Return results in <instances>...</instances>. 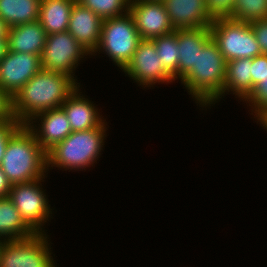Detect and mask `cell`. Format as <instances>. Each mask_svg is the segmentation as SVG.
Instances as JSON below:
<instances>
[{
	"instance_id": "8",
	"label": "cell",
	"mask_w": 267,
	"mask_h": 267,
	"mask_svg": "<svg viewBox=\"0 0 267 267\" xmlns=\"http://www.w3.org/2000/svg\"><path fill=\"white\" fill-rule=\"evenodd\" d=\"M44 179L11 185L8 195L21 217L36 233H46L43 226L52 216L49 200L41 187Z\"/></svg>"
},
{
	"instance_id": "15",
	"label": "cell",
	"mask_w": 267,
	"mask_h": 267,
	"mask_svg": "<svg viewBox=\"0 0 267 267\" xmlns=\"http://www.w3.org/2000/svg\"><path fill=\"white\" fill-rule=\"evenodd\" d=\"M102 23L101 17L76 1L70 14L67 31L92 56L100 42Z\"/></svg>"
},
{
	"instance_id": "6",
	"label": "cell",
	"mask_w": 267,
	"mask_h": 267,
	"mask_svg": "<svg viewBox=\"0 0 267 267\" xmlns=\"http://www.w3.org/2000/svg\"><path fill=\"white\" fill-rule=\"evenodd\" d=\"M210 33L226 62L262 54L250 23L217 17L210 25Z\"/></svg>"
},
{
	"instance_id": "3",
	"label": "cell",
	"mask_w": 267,
	"mask_h": 267,
	"mask_svg": "<svg viewBox=\"0 0 267 267\" xmlns=\"http://www.w3.org/2000/svg\"><path fill=\"white\" fill-rule=\"evenodd\" d=\"M11 185L45 178L47 152L23 125L8 141L0 164Z\"/></svg>"
},
{
	"instance_id": "32",
	"label": "cell",
	"mask_w": 267,
	"mask_h": 267,
	"mask_svg": "<svg viewBox=\"0 0 267 267\" xmlns=\"http://www.w3.org/2000/svg\"><path fill=\"white\" fill-rule=\"evenodd\" d=\"M10 189H11V184L0 167V197L8 196Z\"/></svg>"
},
{
	"instance_id": "18",
	"label": "cell",
	"mask_w": 267,
	"mask_h": 267,
	"mask_svg": "<svg viewBox=\"0 0 267 267\" xmlns=\"http://www.w3.org/2000/svg\"><path fill=\"white\" fill-rule=\"evenodd\" d=\"M46 37L47 34L38 20L9 27L7 36L8 51L30 53L41 57Z\"/></svg>"
},
{
	"instance_id": "7",
	"label": "cell",
	"mask_w": 267,
	"mask_h": 267,
	"mask_svg": "<svg viewBox=\"0 0 267 267\" xmlns=\"http://www.w3.org/2000/svg\"><path fill=\"white\" fill-rule=\"evenodd\" d=\"M47 237L45 233H36L27 239L4 241L0 267H57Z\"/></svg>"
},
{
	"instance_id": "23",
	"label": "cell",
	"mask_w": 267,
	"mask_h": 267,
	"mask_svg": "<svg viewBox=\"0 0 267 267\" xmlns=\"http://www.w3.org/2000/svg\"><path fill=\"white\" fill-rule=\"evenodd\" d=\"M156 46L158 58L163 63L165 70L174 78L178 79L179 47L177 35L172 32L167 35L152 39Z\"/></svg>"
},
{
	"instance_id": "29",
	"label": "cell",
	"mask_w": 267,
	"mask_h": 267,
	"mask_svg": "<svg viewBox=\"0 0 267 267\" xmlns=\"http://www.w3.org/2000/svg\"><path fill=\"white\" fill-rule=\"evenodd\" d=\"M235 0H206L208 12L214 17H228Z\"/></svg>"
},
{
	"instance_id": "14",
	"label": "cell",
	"mask_w": 267,
	"mask_h": 267,
	"mask_svg": "<svg viewBox=\"0 0 267 267\" xmlns=\"http://www.w3.org/2000/svg\"><path fill=\"white\" fill-rule=\"evenodd\" d=\"M162 2L174 30L208 27L214 20L208 12L206 0H162Z\"/></svg>"
},
{
	"instance_id": "16",
	"label": "cell",
	"mask_w": 267,
	"mask_h": 267,
	"mask_svg": "<svg viewBox=\"0 0 267 267\" xmlns=\"http://www.w3.org/2000/svg\"><path fill=\"white\" fill-rule=\"evenodd\" d=\"M79 87L67 98L61 108L64 110L70 123L72 132L85 131L100 127L106 120L100 116L96 108L88 98H85L80 92Z\"/></svg>"
},
{
	"instance_id": "28",
	"label": "cell",
	"mask_w": 267,
	"mask_h": 267,
	"mask_svg": "<svg viewBox=\"0 0 267 267\" xmlns=\"http://www.w3.org/2000/svg\"><path fill=\"white\" fill-rule=\"evenodd\" d=\"M267 76V54H261L251 59L252 91L254 87Z\"/></svg>"
},
{
	"instance_id": "33",
	"label": "cell",
	"mask_w": 267,
	"mask_h": 267,
	"mask_svg": "<svg viewBox=\"0 0 267 267\" xmlns=\"http://www.w3.org/2000/svg\"><path fill=\"white\" fill-rule=\"evenodd\" d=\"M9 26L0 17V39H7Z\"/></svg>"
},
{
	"instance_id": "22",
	"label": "cell",
	"mask_w": 267,
	"mask_h": 267,
	"mask_svg": "<svg viewBox=\"0 0 267 267\" xmlns=\"http://www.w3.org/2000/svg\"><path fill=\"white\" fill-rule=\"evenodd\" d=\"M41 0H0V17L9 26L37 21Z\"/></svg>"
},
{
	"instance_id": "25",
	"label": "cell",
	"mask_w": 267,
	"mask_h": 267,
	"mask_svg": "<svg viewBox=\"0 0 267 267\" xmlns=\"http://www.w3.org/2000/svg\"><path fill=\"white\" fill-rule=\"evenodd\" d=\"M130 0H77L103 20L119 17L129 11Z\"/></svg>"
},
{
	"instance_id": "37",
	"label": "cell",
	"mask_w": 267,
	"mask_h": 267,
	"mask_svg": "<svg viewBox=\"0 0 267 267\" xmlns=\"http://www.w3.org/2000/svg\"><path fill=\"white\" fill-rule=\"evenodd\" d=\"M146 1H162V0H146Z\"/></svg>"
},
{
	"instance_id": "27",
	"label": "cell",
	"mask_w": 267,
	"mask_h": 267,
	"mask_svg": "<svg viewBox=\"0 0 267 267\" xmlns=\"http://www.w3.org/2000/svg\"><path fill=\"white\" fill-rule=\"evenodd\" d=\"M23 126L19 121L0 122V164L10 138Z\"/></svg>"
},
{
	"instance_id": "35",
	"label": "cell",
	"mask_w": 267,
	"mask_h": 267,
	"mask_svg": "<svg viewBox=\"0 0 267 267\" xmlns=\"http://www.w3.org/2000/svg\"><path fill=\"white\" fill-rule=\"evenodd\" d=\"M259 123L260 125H263L262 127H264V129L267 130V116L264 117Z\"/></svg>"
},
{
	"instance_id": "31",
	"label": "cell",
	"mask_w": 267,
	"mask_h": 267,
	"mask_svg": "<svg viewBox=\"0 0 267 267\" xmlns=\"http://www.w3.org/2000/svg\"><path fill=\"white\" fill-rule=\"evenodd\" d=\"M18 121L12 113V97L0 88V122Z\"/></svg>"
},
{
	"instance_id": "24",
	"label": "cell",
	"mask_w": 267,
	"mask_h": 267,
	"mask_svg": "<svg viewBox=\"0 0 267 267\" xmlns=\"http://www.w3.org/2000/svg\"><path fill=\"white\" fill-rule=\"evenodd\" d=\"M228 18L246 23L267 19V0H235Z\"/></svg>"
},
{
	"instance_id": "5",
	"label": "cell",
	"mask_w": 267,
	"mask_h": 267,
	"mask_svg": "<svg viewBox=\"0 0 267 267\" xmlns=\"http://www.w3.org/2000/svg\"><path fill=\"white\" fill-rule=\"evenodd\" d=\"M140 41L134 19L128 11L122 16L103 20L100 42L92 55L95 56L98 51L104 52L114 65L123 70L132 59Z\"/></svg>"
},
{
	"instance_id": "13",
	"label": "cell",
	"mask_w": 267,
	"mask_h": 267,
	"mask_svg": "<svg viewBox=\"0 0 267 267\" xmlns=\"http://www.w3.org/2000/svg\"><path fill=\"white\" fill-rule=\"evenodd\" d=\"M37 120L40 121L39 125L34 124L37 123ZM25 126L34 134L36 140L46 152L63 141L72 132L70 123L61 107L35 115Z\"/></svg>"
},
{
	"instance_id": "21",
	"label": "cell",
	"mask_w": 267,
	"mask_h": 267,
	"mask_svg": "<svg viewBox=\"0 0 267 267\" xmlns=\"http://www.w3.org/2000/svg\"><path fill=\"white\" fill-rule=\"evenodd\" d=\"M36 232L24 221L8 196L0 197V238L4 241L27 239Z\"/></svg>"
},
{
	"instance_id": "4",
	"label": "cell",
	"mask_w": 267,
	"mask_h": 267,
	"mask_svg": "<svg viewBox=\"0 0 267 267\" xmlns=\"http://www.w3.org/2000/svg\"><path fill=\"white\" fill-rule=\"evenodd\" d=\"M106 125L104 122L100 127L71 132L47 152V171L52 167L81 171L93 166L104 147Z\"/></svg>"
},
{
	"instance_id": "11",
	"label": "cell",
	"mask_w": 267,
	"mask_h": 267,
	"mask_svg": "<svg viewBox=\"0 0 267 267\" xmlns=\"http://www.w3.org/2000/svg\"><path fill=\"white\" fill-rule=\"evenodd\" d=\"M129 13L141 40H152L175 31L162 1L130 0Z\"/></svg>"
},
{
	"instance_id": "9",
	"label": "cell",
	"mask_w": 267,
	"mask_h": 267,
	"mask_svg": "<svg viewBox=\"0 0 267 267\" xmlns=\"http://www.w3.org/2000/svg\"><path fill=\"white\" fill-rule=\"evenodd\" d=\"M87 55L91 54L68 31L50 34L40 57L41 68L67 74L77 81L74 71Z\"/></svg>"
},
{
	"instance_id": "20",
	"label": "cell",
	"mask_w": 267,
	"mask_h": 267,
	"mask_svg": "<svg viewBox=\"0 0 267 267\" xmlns=\"http://www.w3.org/2000/svg\"><path fill=\"white\" fill-rule=\"evenodd\" d=\"M228 92L235 94L243 102L251 94V59L240 58L227 62L222 96L229 94Z\"/></svg>"
},
{
	"instance_id": "26",
	"label": "cell",
	"mask_w": 267,
	"mask_h": 267,
	"mask_svg": "<svg viewBox=\"0 0 267 267\" xmlns=\"http://www.w3.org/2000/svg\"><path fill=\"white\" fill-rule=\"evenodd\" d=\"M244 101L247 105L249 103L250 108H252L251 112L256 115L254 118L258 120L257 122L267 116V76L254 87Z\"/></svg>"
},
{
	"instance_id": "34",
	"label": "cell",
	"mask_w": 267,
	"mask_h": 267,
	"mask_svg": "<svg viewBox=\"0 0 267 267\" xmlns=\"http://www.w3.org/2000/svg\"><path fill=\"white\" fill-rule=\"evenodd\" d=\"M7 51V39H0V61L5 57Z\"/></svg>"
},
{
	"instance_id": "17",
	"label": "cell",
	"mask_w": 267,
	"mask_h": 267,
	"mask_svg": "<svg viewBox=\"0 0 267 267\" xmlns=\"http://www.w3.org/2000/svg\"><path fill=\"white\" fill-rule=\"evenodd\" d=\"M179 47L178 79H182L196 66L198 51L211 39L210 26L196 29H176Z\"/></svg>"
},
{
	"instance_id": "1",
	"label": "cell",
	"mask_w": 267,
	"mask_h": 267,
	"mask_svg": "<svg viewBox=\"0 0 267 267\" xmlns=\"http://www.w3.org/2000/svg\"><path fill=\"white\" fill-rule=\"evenodd\" d=\"M67 74L41 69L13 97V116L26 125L35 115L61 107L79 87Z\"/></svg>"
},
{
	"instance_id": "19",
	"label": "cell",
	"mask_w": 267,
	"mask_h": 267,
	"mask_svg": "<svg viewBox=\"0 0 267 267\" xmlns=\"http://www.w3.org/2000/svg\"><path fill=\"white\" fill-rule=\"evenodd\" d=\"M77 0H41L38 21L47 35L68 30L70 14Z\"/></svg>"
},
{
	"instance_id": "36",
	"label": "cell",
	"mask_w": 267,
	"mask_h": 267,
	"mask_svg": "<svg viewBox=\"0 0 267 267\" xmlns=\"http://www.w3.org/2000/svg\"><path fill=\"white\" fill-rule=\"evenodd\" d=\"M3 242H4V240L2 238H0V252H1V249H2V246H3Z\"/></svg>"
},
{
	"instance_id": "12",
	"label": "cell",
	"mask_w": 267,
	"mask_h": 267,
	"mask_svg": "<svg viewBox=\"0 0 267 267\" xmlns=\"http://www.w3.org/2000/svg\"><path fill=\"white\" fill-rule=\"evenodd\" d=\"M41 69L39 55L7 51L0 61V88L13 97Z\"/></svg>"
},
{
	"instance_id": "30",
	"label": "cell",
	"mask_w": 267,
	"mask_h": 267,
	"mask_svg": "<svg viewBox=\"0 0 267 267\" xmlns=\"http://www.w3.org/2000/svg\"><path fill=\"white\" fill-rule=\"evenodd\" d=\"M250 25L260 45L261 53L267 54V19L252 21Z\"/></svg>"
},
{
	"instance_id": "2",
	"label": "cell",
	"mask_w": 267,
	"mask_h": 267,
	"mask_svg": "<svg viewBox=\"0 0 267 267\" xmlns=\"http://www.w3.org/2000/svg\"><path fill=\"white\" fill-rule=\"evenodd\" d=\"M226 60L211 38L198 51L196 66L180 80L199 107L212 106L222 98Z\"/></svg>"
},
{
	"instance_id": "10",
	"label": "cell",
	"mask_w": 267,
	"mask_h": 267,
	"mask_svg": "<svg viewBox=\"0 0 267 267\" xmlns=\"http://www.w3.org/2000/svg\"><path fill=\"white\" fill-rule=\"evenodd\" d=\"M158 57L154 42L141 40L132 59L122 71L144 88L153 87L156 83L173 82L174 78L165 70Z\"/></svg>"
}]
</instances>
